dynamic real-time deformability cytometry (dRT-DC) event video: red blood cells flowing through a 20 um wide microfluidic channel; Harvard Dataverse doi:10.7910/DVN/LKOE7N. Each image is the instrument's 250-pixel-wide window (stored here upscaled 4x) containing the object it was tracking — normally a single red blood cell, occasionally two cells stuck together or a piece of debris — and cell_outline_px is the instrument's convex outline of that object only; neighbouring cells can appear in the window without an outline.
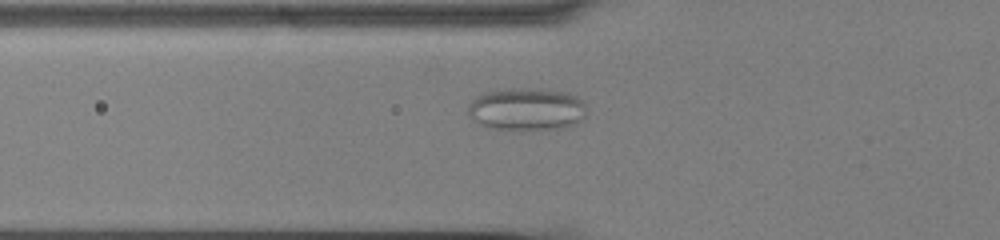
{"species": "common noctule bat (a hibernating species)", "species_latin": "Nyctalus noctula", "temperature_condition": "cold", "stored_images_in_passage": 53, "camera_frame_rate_fps": 3000, "um_per_image_px": 0.085, "animal": {"sex": "male", "body_mass_g": 13.0, "forearm_length_mm": 53.1}, "frame": {"image": 1, "passage_image": 17, "time_ms": 5.333, "image_size_px": [1000, 240], "cell_outline_px": [[584, 116], [576, 124], [564, 128], [536, 132], [492, 128], [480, 124], [472, 120], [468, 116], [468, 104], [480, 92], [496, 88], [540, 88], [568, 92], [576, 96], [584, 104]], "centroid_in_image_um": [44.71, 9.29], "position_along_channel_um": 81.1, "area_um2": 30.58}}
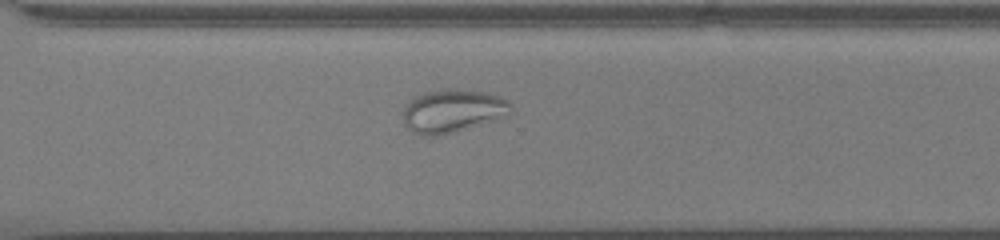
{"frame": {"image": 2, "passage_image": 38, "time_ms": 12.333, "image_size_px": [1000, 240], "cell_outline_px": [[512, 116], [452, 132], [436, 136], [420, 136], [412, 132], [404, 124], [404, 104], [416, 96], [424, 92], [440, 88], [456, 88], [484, 92], [500, 96], [508, 100], [512, 104]], "centroid_in_image_um": [38.51, 9.42], "position_along_channel_um": 332.1, "area_um2": 27.74}}
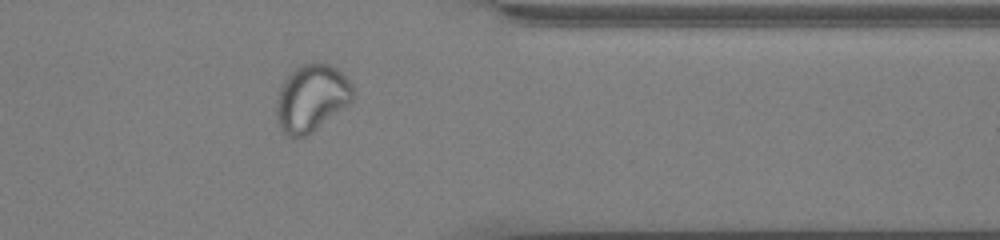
{"frame": {"image": 3, "passage_image": 43, "time_ms": 14.0, "image_size_px": [1000, 240], "cell_outline_px": [[356, 92], [352, 100], [348, 104], [308, 136], [288, 136], [280, 128], [276, 116], [276, 100], [280, 88], [284, 80], [296, 68], [304, 64], [316, 60], [332, 64], [352, 84]], "centroid_in_image_um": [26.49, 8.31], "position_along_channel_um": 384.9, "area_um2": 30.06}}